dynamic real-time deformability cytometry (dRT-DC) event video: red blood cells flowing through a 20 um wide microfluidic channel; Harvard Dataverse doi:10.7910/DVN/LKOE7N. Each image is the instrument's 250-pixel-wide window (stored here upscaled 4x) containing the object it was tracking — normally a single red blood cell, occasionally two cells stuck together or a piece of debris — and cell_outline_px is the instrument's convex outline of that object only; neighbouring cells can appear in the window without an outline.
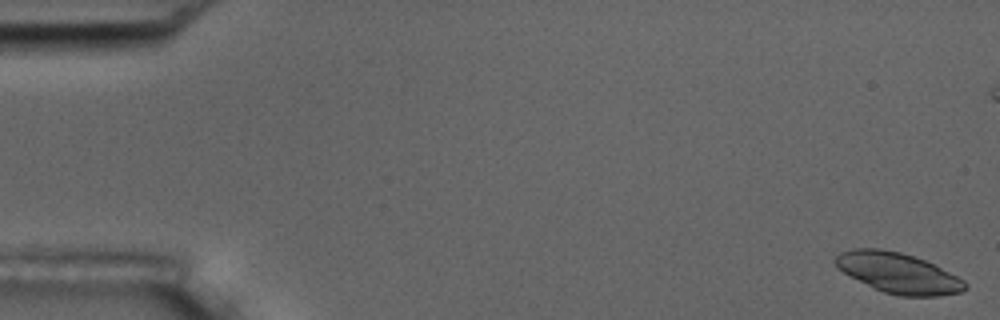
{"species": "common noctule bat (a hibernating species)", "species_latin": "Nyctalus noctula", "temperature_condition": "room temperature", "stored_images_in_passage": 16, "camera_frame_rate_fps": 3000, "um_per_image_px": 0.085, "animal": {"sex": "male", "body_mass_g": 17.5, "forearm_length_mm": 52.3}, "frame": {"image": 1, "passage_image": 1, "time_ms": 0.0, "image_size_px": [1000, 320], "cell_outline_px": [[968, 288], [960, 292], [940, 296], [900, 296], [884, 292], [872, 288], [836, 268], [832, 260], [840, 252], [852, 248], [880, 248], [900, 252], [924, 260], [964, 280], [968, 284]], "centroid_in_image_um": [76.3, 23.2], "position_along_channel_um": 8.7, "area_um2": 30.52}}